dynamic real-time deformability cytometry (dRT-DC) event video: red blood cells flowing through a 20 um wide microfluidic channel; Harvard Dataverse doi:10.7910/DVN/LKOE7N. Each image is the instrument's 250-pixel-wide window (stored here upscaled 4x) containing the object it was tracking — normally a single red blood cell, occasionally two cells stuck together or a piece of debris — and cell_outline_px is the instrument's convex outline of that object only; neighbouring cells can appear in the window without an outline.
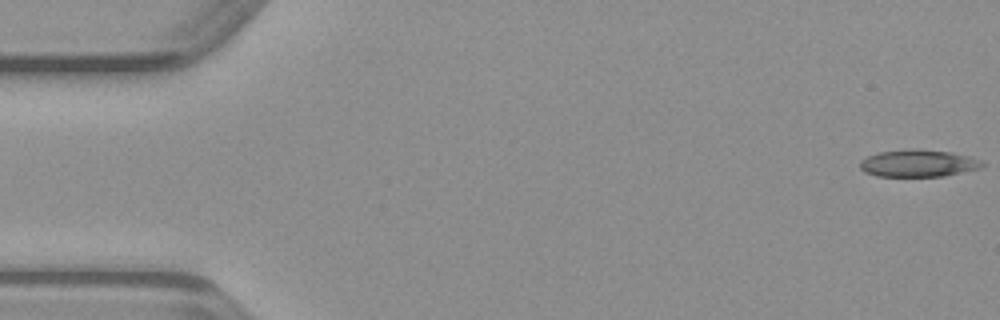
{"species": "common noctule bat (a hibernating species)", "species_latin": "Nyctalus noctula", "temperature_condition": "warm", "stored_images_in_passage": 49, "camera_frame_rate_fps": 3000, "um_per_image_px": 0.085, "animal": {"sex": "male", "body_mass_g": 23.1, "forearm_length_mm": 52.7}, "frame": {"image": 1, "passage_image": 1, "time_ms": 0.0, "image_size_px": [1000, 320], "cell_outline_px": [[984, 164], [980, 168], [944, 176], [876, 176], [864, 172], [860, 168], [860, 160], [868, 156], [880, 152], [912, 148], [916, 148], [952, 152], [968, 156], [980, 160]], "centroid_in_image_um": [78.03, 13.87], "position_along_channel_um": 7.0, "area_um2": 19.36}}
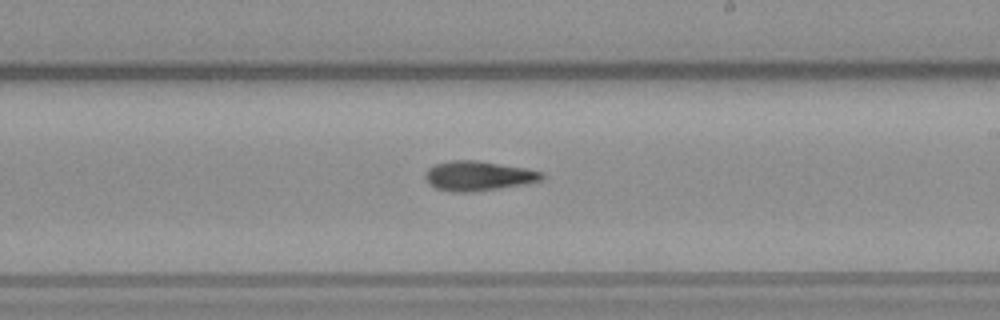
{"frame": {"image": 2, "passage_image": 28, "time_ms": 9.0, "image_size_px": [1000, 320], "cell_outline_px": [[544, 176], [540, 180], [524, 184], [500, 188], [472, 192], [452, 192], [436, 188], [428, 184], [424, 176], [424, 172], [428, 168], [436, 164], [452, 160], [476, 160], [524, 168], [544, 172]], "centroid_in_image_um": [40.61, 14.95], "position_along_channel_um": 248.4, "area_um2": 20.11}}
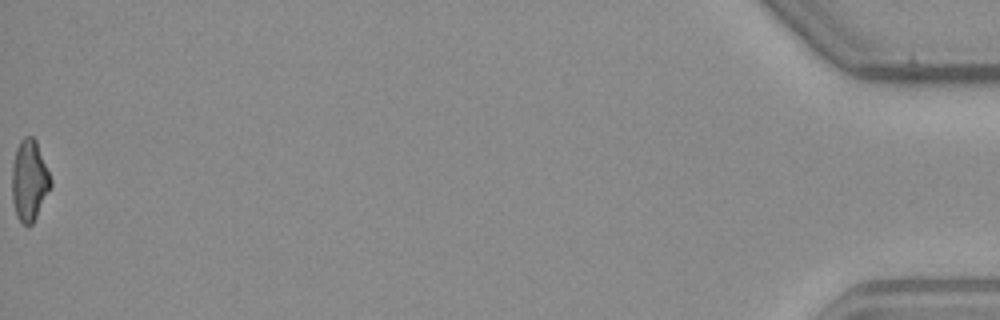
{"frame": {"image": 3, "passage_image": 49, "time_ms": 16.0, "image_size_px": [1000, 320], "cell_outline_px": [[52, 188], [32, 224], [28, 228], [16, 216], [12, 200], [12, 164], [16, 148], [20, 140], [24, 136], [32, 136], [36, 140], [52, 180]], "centroid_in_image_um": [2.5, 15.35], "position_along_channel_um": 432.7, "area_um2": 18.55}}